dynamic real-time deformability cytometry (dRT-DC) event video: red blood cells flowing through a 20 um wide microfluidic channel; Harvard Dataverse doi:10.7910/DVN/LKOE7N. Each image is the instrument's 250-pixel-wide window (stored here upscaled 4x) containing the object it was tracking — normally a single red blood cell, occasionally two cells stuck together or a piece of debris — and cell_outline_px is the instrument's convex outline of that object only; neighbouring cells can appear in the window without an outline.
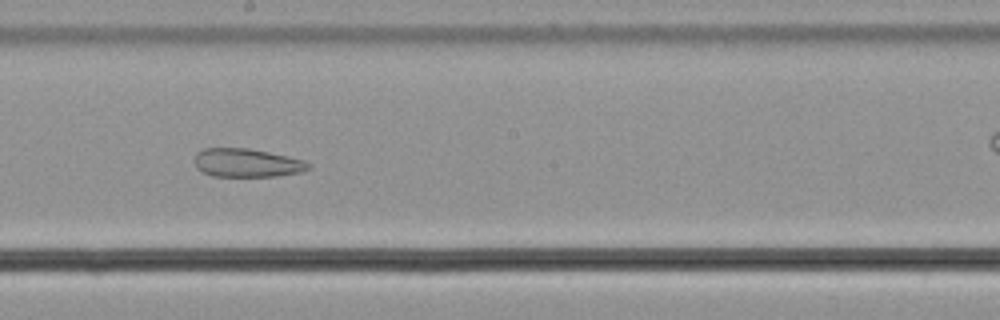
{"species": "common noctule bat (a hibernating species)", "species_latin": "Nyctalus noctula", "temperature_condition": "cold", "stored_images_in_passage": 44, "camera_frame_rate_fps": 3000, "um_per_image_px": 0.085, "animal": {"sex": "male", "body_mass_g": 21.5, "forearm_length_mm": 52.0}, "frame": {"image": 1, "passage_image": 19, "time_ms": 6.0, "image_size_px": [1000, 320], "cell_outline_px": [[312, 168], [300, 172], [276, 176], [212, 176], [196, 168], [196, 152], [204, 148], [248, 148], [288, 156], [304, 160], [312, 164]], "centroid_in_image_um": [21.02, 13.84], "position_along_channel_um": 227.2, "area_um2": 18.9}}
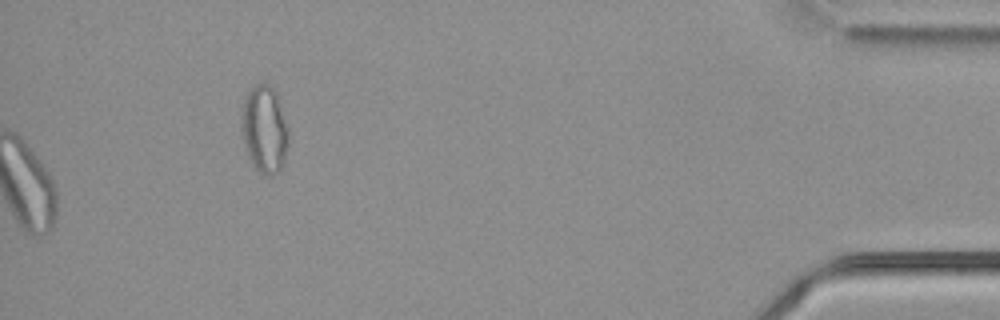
{"frame": {"image": 2, "passage_image": 44, "time_ms": 14.333, "image_size_px": [1000, 320], "cell_outline_px": [[288, 144], [280, 168], [276, 172], [268, 176], [260, 172], [248, 160], [240, 128], [240, 116], [244, 96], [248, 88], [256, 84], [268, 84], [276, 92], [288, 128]], "centroid_in_image_um": [22.42, 10.95], "position_along_channel_um": 412.8, "area_um2": 24.16}, "authors_computed_cell_mechanics": {"area_um2": 24.276, "velocity_mm_per_s": 3.7462, "shape_relaxation_time_tau1_ms": null, "shape_relaxation_time_tau2_ms": 5.6213, "deformation_change_tau1": null, "deformation_change_tau2": 0.1353}}